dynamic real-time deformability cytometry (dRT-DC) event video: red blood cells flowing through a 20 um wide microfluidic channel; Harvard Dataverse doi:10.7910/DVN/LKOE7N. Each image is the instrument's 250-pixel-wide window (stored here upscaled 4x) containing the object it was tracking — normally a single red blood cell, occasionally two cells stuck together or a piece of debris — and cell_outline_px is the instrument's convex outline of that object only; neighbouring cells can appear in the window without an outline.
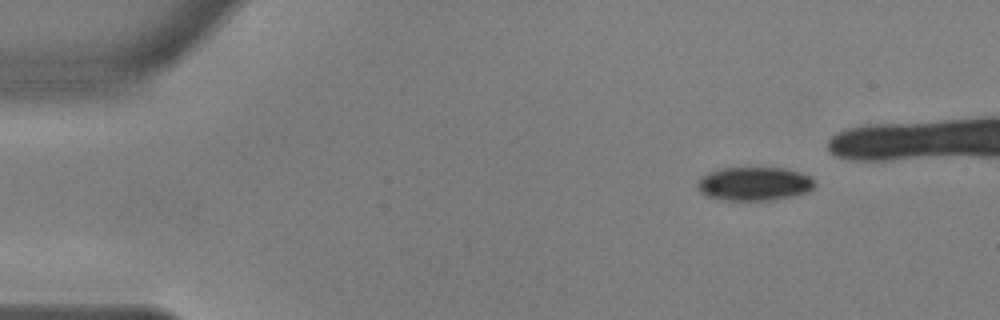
{"species": "common noctule bat (a hibernating species)", "species_latin": "Nyctalus noctula", "temperature_condition": "warm", "stored_images_in_passage": 39, "camera_frame_rate_fps": 3000, "um_per_image_px": 0.085, "animal": {"sex": "male", "body_mass_g": 17.9, "forearm_length_mm": 54.2}, "frame": {"image": 1, "passage_image": 1, "time_ms": 0.0, "image_size_px": [1000, 320], "cell_outline_px": [[816, 184], [812, 188], [804, 192], [792, 196], [772, 200], [720, 200], [708, 196], [700, 192], [696, 188], [696, 184], [700, 176], [708, 172], [720, 168], [784, 168], [808, 176]], "centroid_in_image_um": [64.02, 15.62], "position_along_channel_um": 21.0, "area_um2": 22.89}}
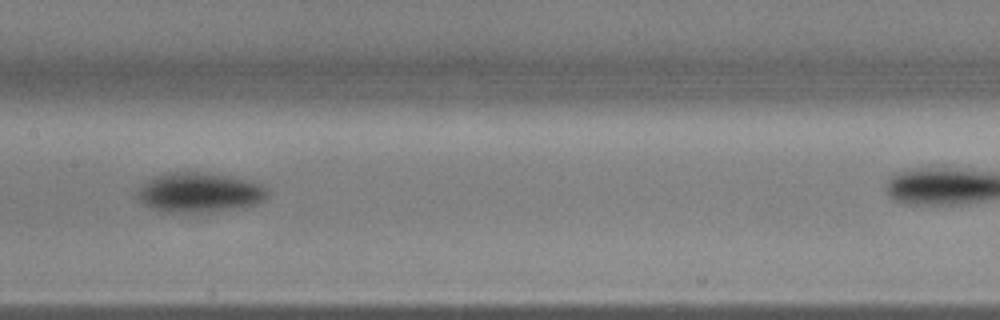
{"frame": {"image": 2, "passage_image": 22, "time_ms": 7.0, "image_size_px": [1000, 320], "cell_outline_px": [[268, 196], [264, 200], [252, 204], [232, 208], [208, 212], [160, 212], [144, 204], [136, 196], [136, 192], [144, 180], [152, 176], [168, 172], [204, 172], [228, 176], [248, 180], [260, 184], [268, 188]], "centroid_in_image_um": [16.88, 16.34], "position_along_channel_um": 190.5, "area_um2": 30.23}}
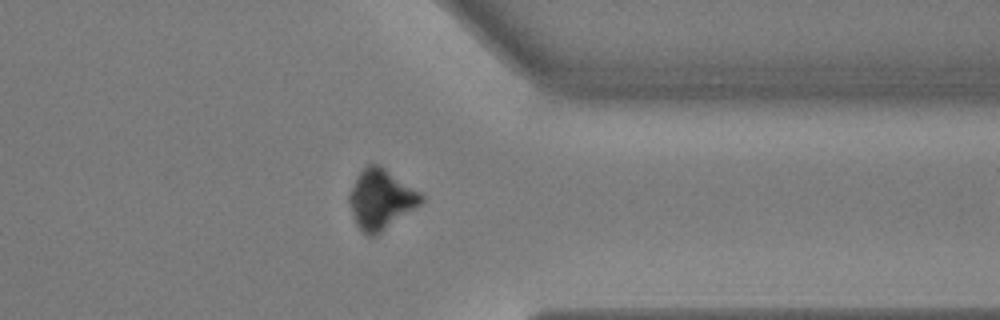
{"frame": {"image": 3, "passage_image": 38, "time_ms": 12.333, "image_size_px": [1000, 320], "cell_outline_px": [[424, 200], [416, 208], [376, 236], [368, 236], [356, 224], [352, 216], [348, 200], [348, 196], [356, 176], [368, 164], [380, 164], [420, 192], [424, 196]], "centroid_in_image_um": [32.37, 16.94], "position_along_channel_um": 379.0, "area_um2": 25.14}}